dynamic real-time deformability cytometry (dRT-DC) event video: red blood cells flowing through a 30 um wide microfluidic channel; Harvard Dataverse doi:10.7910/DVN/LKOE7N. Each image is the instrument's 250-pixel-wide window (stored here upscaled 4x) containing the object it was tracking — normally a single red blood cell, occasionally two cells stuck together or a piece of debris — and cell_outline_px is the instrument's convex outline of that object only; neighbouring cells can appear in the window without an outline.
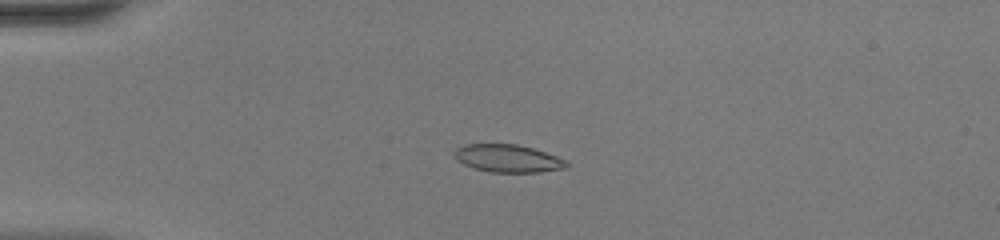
{"species": "common noctule bat (a hibernating species)", "species_latin": "Nyctalus noctula", "temperature_condition": "warm", "stored_images_in_passage": 51, "camera_frame_rate_fps": 3000, "um_per_image_px": 0.085, "animal": {"sex": "female", "body_mass_g": 20.0, "forearm_length_mm": 54.0}, "frame": {"image": 1, "passage_image": 14, "time_ms": 4.333, "image_size_px": [1000, 240], "cell_outline_px": [[568, 168], [540, 172], [488, 172], [464, 164], [456, 160], [452, 156], [452, 152], [456, 148], [464, 144], [516, 144], [532, 148], [568, 160]], "centroid_in_image_um": [43.15, 13.46], "position_along_channel_um": 41.9, "area_um2": 18.26}}
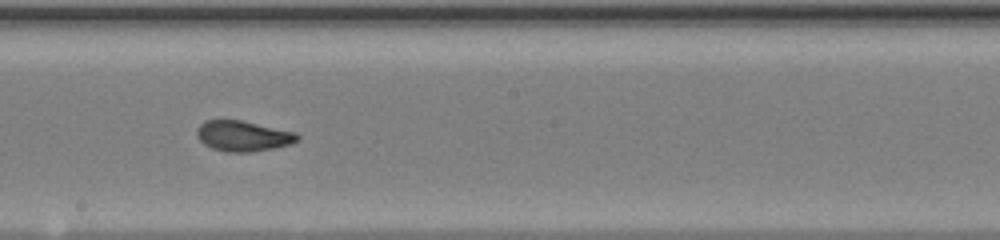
{"frame": {"image": 2, "passage_image": 30, "time_ms": 9.667, "image_size_px": [1000, 240], "cell_outline_px": [[300, 140], [292, 144], [252, 152], [228, 152], [212, 148], [204, 144], [196, 136], [196, 128], [204, 120], [240, 120], [296, 132], [300, 136]], "centroid_in_image_um": [20.66, 11.56], "position_along_channel_um": 227.5, "area_um2": 17.98}}
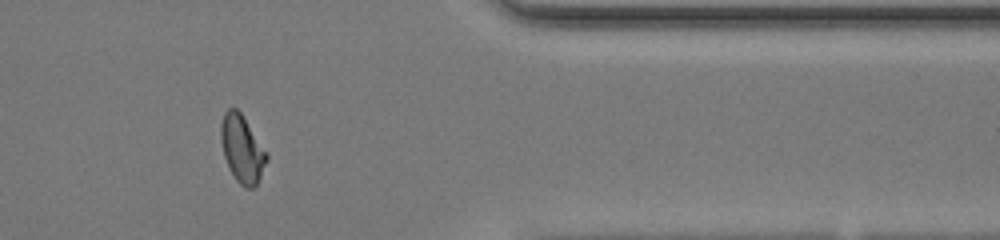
{"frame": {"image": 3, "passage_image": 43, "time_ms": 14.0, "image_size_px": [1000, 240], "cell_outline_px": [[268, 160], [256, 184], [252, 188], [244, 188], [236, 180], [228, 168], [224, 156], [220, 140], [220, 124], [224, 112], [228, 108], [236, 108], [244, 116], [268, 152]], "centroid_in_image_um": [20.58, 12.63], "position_along_channel_um": 390.8, "area_um2": 18.26}, "authors_computed_cell_mechanics": {"area_um2": 18.0914, "velocity_mm_per_s": 4.1526, "shape_relaxation_time_tau1_ms": null, "shape_relaxation_time_tau2_ms": 0.7979, "deformation_change_tau1": null, "deformation_change_tau2": 0.0495}}